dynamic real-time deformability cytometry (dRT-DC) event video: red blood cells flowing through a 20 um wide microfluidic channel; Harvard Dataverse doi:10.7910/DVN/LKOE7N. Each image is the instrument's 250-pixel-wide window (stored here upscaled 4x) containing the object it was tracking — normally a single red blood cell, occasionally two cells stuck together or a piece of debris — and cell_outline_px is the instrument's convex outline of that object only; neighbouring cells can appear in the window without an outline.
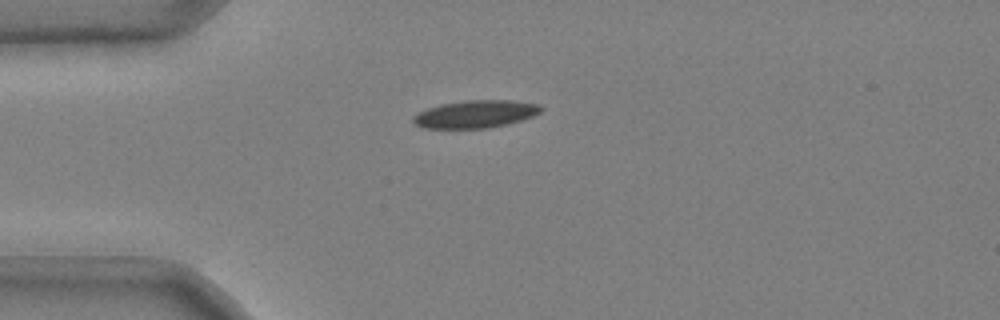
{"species": "common noctule bat (a hibernating species)", "species_latin": "Nyctalus noctula", "temperature_condition": "cold", "stored_images_in_passage": 32, "camera_frame_rate_fps": 3000, "um_per_image_px": 0.085, "animal": {"sex": "male", "body_mass_g": 20.4}, "frame": {"image": 1, "passage_image": 1, "time_ms": 0.0, "image_size_px": [1000, 320], "cell_outline_px": [[544, 108], [540, 112], [532, 116], [508, 124], [488, 128], [420, 128], [412, 120], [412, 116], [428, 108], [440, 104], [468, 100], [512, 100], [540, 104]], "centroid_in_image_um": [40.43, 9.69], "position_along_channel_um": 44.6, "area_um2": 20.58}}
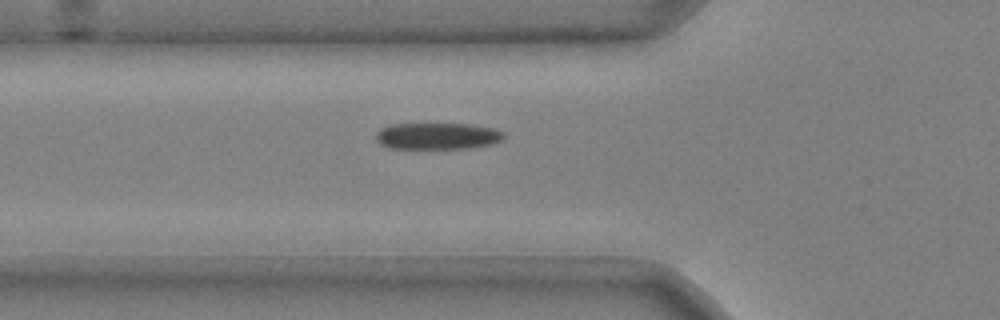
{"frame": {"image": 2, "passage_image": 6, "time_ms": 1.667, "image_size_px": [1000, 320], "cell_outline_px": [[504, 140], [492, 144], [468, 148], [388, 148], [380, 144], [376, 140], [376, 132], [380, 128], [392, 124], [468, 124], [492, 128], [504, 132]], "centroid_in_image_um": [37.17, 11.56], "position_along_channel_um": 88.6, "area_um2": 19.83}}